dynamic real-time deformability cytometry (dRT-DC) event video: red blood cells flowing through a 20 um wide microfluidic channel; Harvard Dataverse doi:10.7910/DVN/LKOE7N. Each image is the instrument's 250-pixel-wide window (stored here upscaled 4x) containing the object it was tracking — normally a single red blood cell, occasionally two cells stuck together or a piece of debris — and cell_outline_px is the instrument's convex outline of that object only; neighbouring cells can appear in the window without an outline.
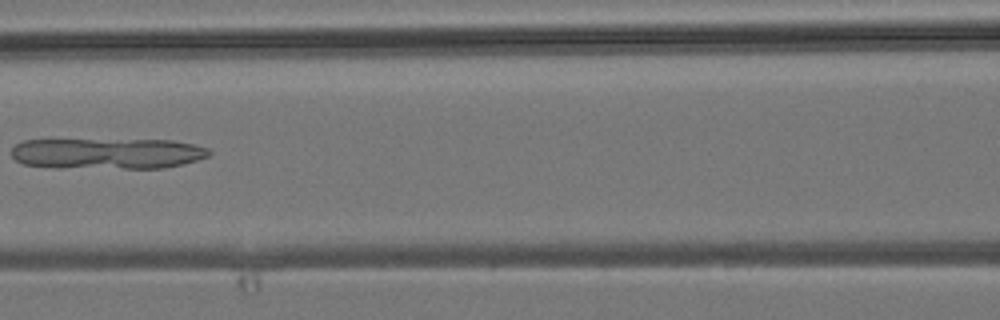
{"species": "common noctule bat (a hibernating species)", "species_latin": "Nyctalus noctula", "temperature_condition": "room temperature", "stored_images_in_passage": 6, "camera_frame_rate_fps": 3000, "um_per_image_px": 0.085, "animal": {"sex": "male", "body_mass_g": 19.2, "forearm_length_mm": 51.8}, "frame": {"image": 1, "passage_image": 6, "time_ms": 5.667, "image_size_px": [1000, 320], "cell_outline_px": [[212, 152], [208, 156], [184, 164], [164, 168], [60, 168], [24, 164], [16, 160], [12, 156], [12, 148], [16, 144], [24, 140], [172, 140], [192, 144], [208, 148]], "centroid_in_image_um": [9.14, 13.05], "position_along_channel_um": 157.5, "area_um2": 35.66}}